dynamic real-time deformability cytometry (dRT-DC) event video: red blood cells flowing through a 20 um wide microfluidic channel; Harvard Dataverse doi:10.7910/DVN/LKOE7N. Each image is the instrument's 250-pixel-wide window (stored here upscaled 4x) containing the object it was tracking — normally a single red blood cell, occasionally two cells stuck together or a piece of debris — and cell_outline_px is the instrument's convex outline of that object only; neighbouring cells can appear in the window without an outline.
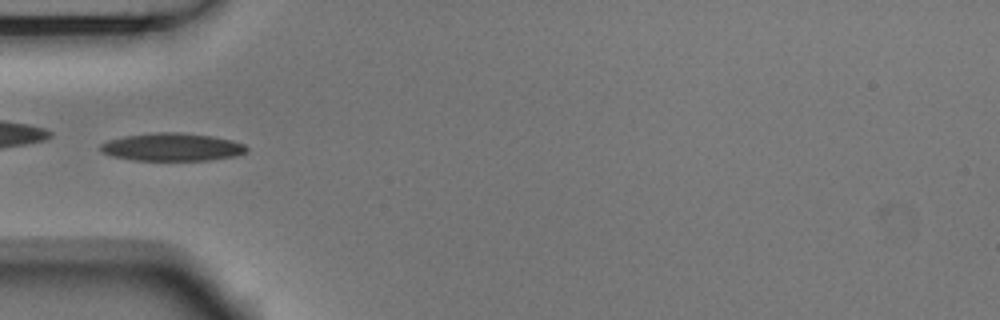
{"species": "Egyptian fruit bat (a non-hibernating species)", "species_latin": "Rousettus aegyptiacus", "temperature_condition": "room temperature", "stored_images_in_passage": 4, "camera_frame_rate_fps": 3000, "um_per_image_px": 0.085, "animal": {"sex": "male"}, "frame": {"image": 1, "passage_image": 4, "time_ms": 1.0, "image_size_px": [1000, 320], "cell_outline_px": [[248, 152], [236, 156], [208, 160], [132, 160], [112, 156], [100, 152], [100, 144], [108, 140], [124, 136], [156, 132], [180, 132], [212, 136], [232, 140], [244, 144], [248, 148]], "centroid_in_image_um": [14.63, 12.5], "position_along_channel_um": 70.4, "area_um2": 23.87}}